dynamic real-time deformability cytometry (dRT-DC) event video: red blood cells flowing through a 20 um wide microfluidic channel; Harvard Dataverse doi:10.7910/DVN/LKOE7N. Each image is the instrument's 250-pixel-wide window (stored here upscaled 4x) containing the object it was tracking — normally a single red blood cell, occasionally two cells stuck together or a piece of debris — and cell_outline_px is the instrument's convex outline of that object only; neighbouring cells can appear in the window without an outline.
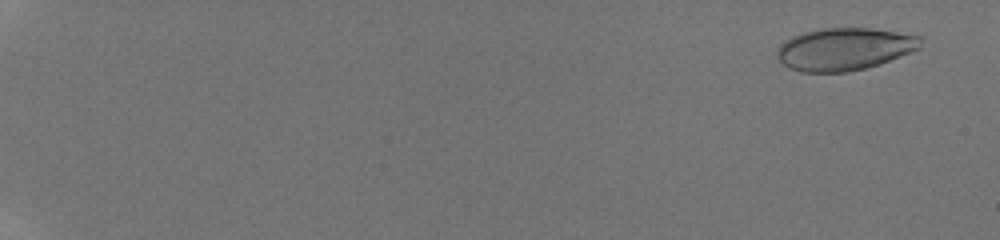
{"species": "human", "species_latin": "Homo sapiens", "temperature_condition": "room temperature", "stored_images_in_passage": 10, "camera_frame_rate_fps": 3000, "um_per_image_px": 0.085, "donor": {"sex": "male"}, "frame": {"image": 1, "passage_image": 2, "time_ms": 0.667, "image_size_px": [1000, 240], "cell_outline_px": [[920, 48], [880, 64], [864, 68], [844, 72], [800, 72], [788, 68], [776, 56], [776, 52], [780, 44], [784, 40], [800, 32], [820, 28], [872, 28], [920, 36]], "centroid_in_image_um": [71.71, 4.16], "position_along_channel_um": 13.3, "area_um2": 35.55}}
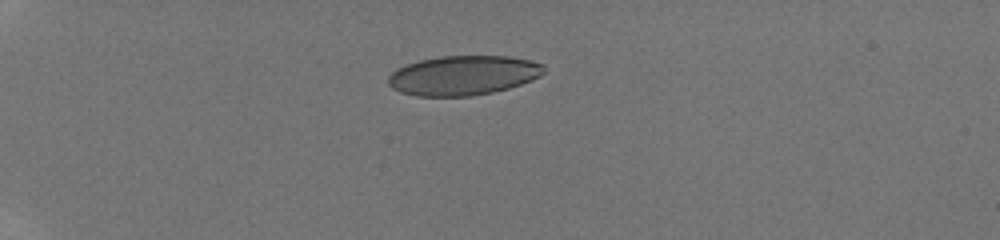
{"frame": {"image": 2, "passage_image": 7, "time_ms": 5.333, "image_size_px": [1000, 240], "cell_outline_px": [[544, 72], [540, 76], [532, 80], [508, 88], [492, 92], [472, 96], [416, 96], [400, 92], [392, 88], [388, 84], [388, 76], [396, 68], [420, 60], [440, 56], [508, 56], [528, 60], [544, 64]], "centroid_in_image_um": [39.36, 6.41], "position_along_channel_um": 45.6, "area_um2": 35.89}}
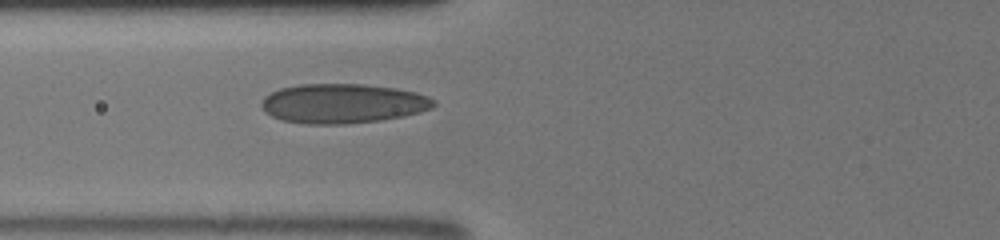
{"frame": {"image": 3, "passage_image": 10, "time_ms": 8.0, "image_size_px": [1000, 240], "cell_outline_px": [[436, 104], [432, 108], [420, 112], [404, 116], [380, 120], [344, 124], [304, 124], [284, 120], [272, 116], [264, 112], [260, 104], [264, 96], [280, 88], [300, 84], [360, 84], [396, 88], [416, 92], [428, 96], [436, 100]], "centroid_in_image_um": [29.14, 8.79], "position_along_channel_um": 96.7, "area_um2": 39.82}}